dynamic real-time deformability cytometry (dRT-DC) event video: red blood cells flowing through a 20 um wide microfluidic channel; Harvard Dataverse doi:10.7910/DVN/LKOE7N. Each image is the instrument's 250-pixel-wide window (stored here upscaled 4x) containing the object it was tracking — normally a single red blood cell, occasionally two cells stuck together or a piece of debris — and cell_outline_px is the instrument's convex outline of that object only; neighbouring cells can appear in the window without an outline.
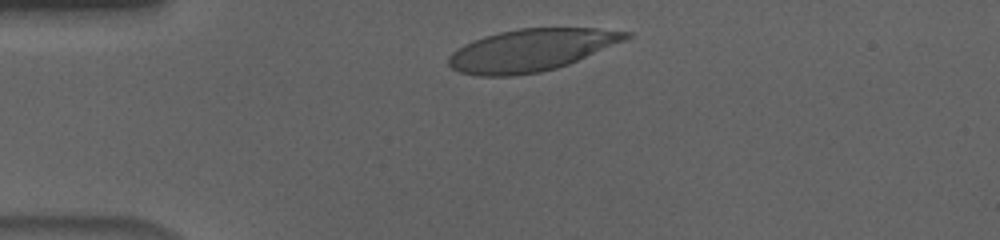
{"species": "human", "species_latin": "Homo sapiens", "temperature_condition": "cold", "stored_images_in_passage": 36, "camera_frame_rate_fps": 3000, "um_per_image_px": 0.085, "donor": {"sex": "male"}, "frame": {"image": 1, "passage_image": 3, "time_ms": 0.667, "image_size_px": [1000, 240], "cell_outline_px": [[632, 36], [628, 40], [568, 64], [556, 68], [540, 72], [512, 76], [476, 76], [460, 72], [452, 68], [448, 64], [448, 56], [452, 52], [464, 44], [472, 40], [484, 36], [500, 32], [520, 28], [596, 28], [632, 32]], "centroid_in_image_um": [45.17, 4.26], "position_along_channel_um": 39.8, "area_um2": 43.81}}
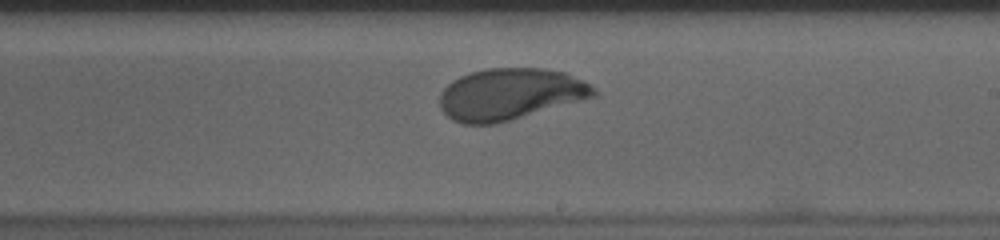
{"frame": {"image": 2, "passage_image": 23, "time_ms": 7.333, "image_size_px": [1000, 240], "cell_outline_px": [[596, 96], [496, 124], [460, 124], [452, 120], [440, 108], [440, 92], [452, 80], [460, 76], [472, 72], [488, 68], [548, 68], [564, 72], [584, 80], [596, 88]], "centroid_in_image_um": [43.35, 8.0], "position_along_channel_um": 245.7, "area_um2": 46.36}}
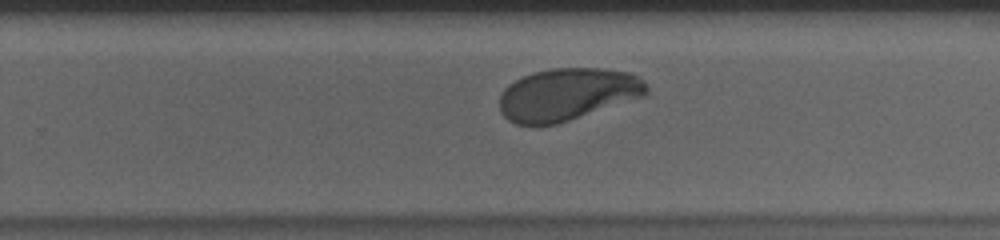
{"frame": {"image": 3, "passage_image": 26, "time_ms": 8.333, "image_size_px": [1000, 240], "cell_outline_px": [[648, 96], [556, 124], [536, 128], [532, 128], [516, 124], [508, 120], [500, 112], [500, 96], [504, 88], [508, 84], [524, 76], [536, 72], [552, 68], [604, 68], [632, 72], [648, 88]], "centroid_in_image_um": [48.22, 8.05], "position_along_channel_um": 281.6, "area_um2": 45.49}, "authors_computed_cell_mechanics": {"area_um2": 46.0955, "velocity_mm_per_s": 3.5964, "shape_relaxation_time_tau1_ms": 3.8104, "shape_relaxation_time_tau2_ms": null, "deformation_change_tau1": 0.1793, "deformation_change_tau2": null}}